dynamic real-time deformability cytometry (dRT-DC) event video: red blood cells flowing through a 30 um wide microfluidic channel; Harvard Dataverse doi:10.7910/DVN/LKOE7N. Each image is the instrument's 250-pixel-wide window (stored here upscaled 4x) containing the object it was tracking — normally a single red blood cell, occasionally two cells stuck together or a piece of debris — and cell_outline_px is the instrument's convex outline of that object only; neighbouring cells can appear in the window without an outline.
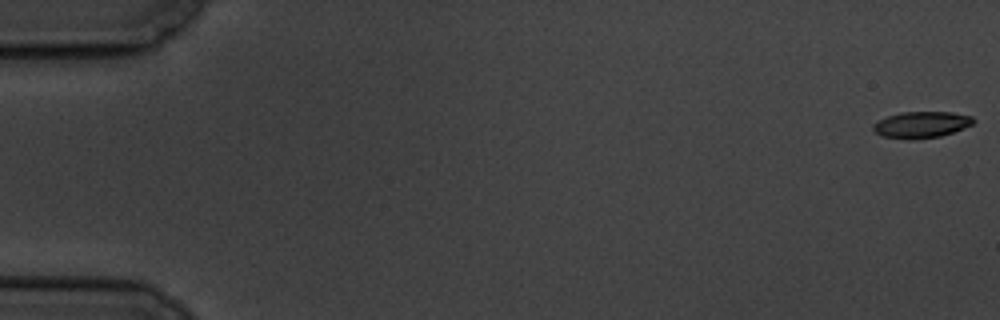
{"species": "common noctule bat (a hibernating species)", "species_latin": "Nyctalus noctula", "temperature_condition": "cold", "stored_images_in_passage": 11, "camera_frame_rate_fps": 3000, "um_per_image_px": 0.085, "animal": {"sex": "male", "body_mass_g": 19.5, "forearm_length_mm": 54.6}, "frame": {"image": 1, "passage_image": 1, "time_ms": 0.0, "image_size_px": [1000, 320], "cell_outline_px": [[976, 120], [972, 124], [964, 128], [940, 136], [912, 140], [908, 140], [884, 136], [876, 132], [872, 128], [872, 124], [888, 116], [900, 112], [952, 112], [972, 116]], "centroid_in_image_um": [78.33, 10.59], "position_along_channel_um": 6.7, "area_um2": 15.37}}